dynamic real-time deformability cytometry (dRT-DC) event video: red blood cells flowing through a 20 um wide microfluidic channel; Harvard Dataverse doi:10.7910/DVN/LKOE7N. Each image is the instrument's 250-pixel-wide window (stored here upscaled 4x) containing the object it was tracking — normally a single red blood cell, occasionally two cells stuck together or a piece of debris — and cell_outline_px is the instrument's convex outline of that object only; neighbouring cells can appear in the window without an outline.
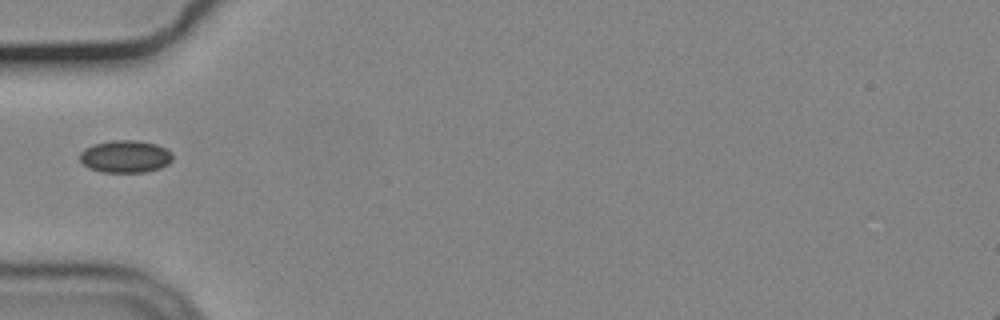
{"species": "common noctule bat (a hibernating species)", "species_latin": "Nyctalus noctula", "temperature_condition": "cold", "stored_images_in_passage": 38, "camera_frame_rate_fps": 3000, "um_per_image_px": 0.085, "animal": {"sex": "male", "body_mass_g": 19.2, "forearm_length_mm": 51.8}, "frame": {"image": 1, "passage_image": 1, "time_ms": 0.0, "image_size_px": [1000, 320], "cell_outline_px": [[172, 160], [168, 164], [160, 168], [144, 172], [100, 172], [88, 168], [80, 160], [80, 152], [84, 148], [92, 144], [112, 140], [136, 140], [156, 144], [172, 152]], "centroid_in_image_um": [10.63, 13.3], "position_along_channel_um": 74.4, "area_um2": 17.63}}
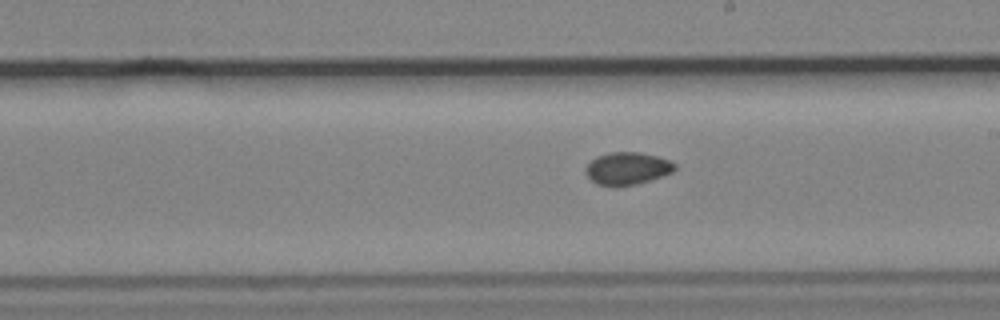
{"frame": {"image": 2, "passage_image": 14, "time_ms": 4.333, "image_size_px": [1000, 320], "cell_outline_px": [[676, 168], [672, 172], [636, 184], [616, 188], [596, 184], [584, 172], [584, 168], [596, 156], [608, 152], [640, 152], [656, 156], [668, 160], [676, 164]], "centroid_in_image_um": [53.27, 14.33], "position_along_channel_um": 235.7, "area_um2": 16.99}}
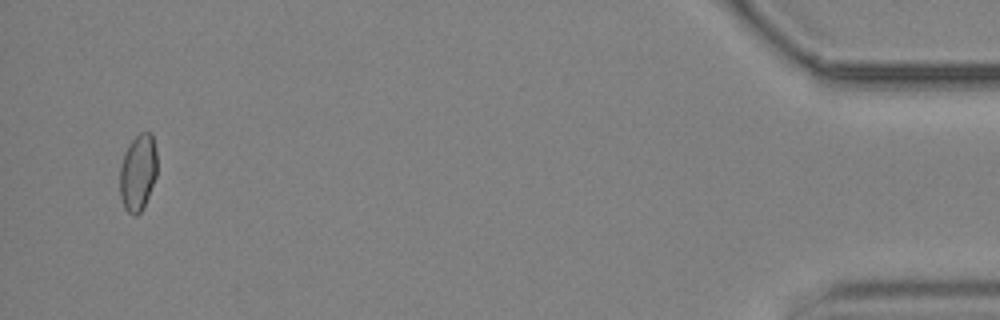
{"frame": {"image": 3, "passage_image": 36, "time_ms": 11.667, "image_size_px": [1000, 320], "cell_outline_px": [[156, 176], [144, 208], [136, 216], [128, 212], [124, 208], [120, 196], [120, 164], [124, 152], [128, 144], [140, 132], [152, 132], [156, 148]], "centroid_in_image_um": [11.72, 14.65], "position_along_channel_um": 423.5, "area_um2": 16.88}}